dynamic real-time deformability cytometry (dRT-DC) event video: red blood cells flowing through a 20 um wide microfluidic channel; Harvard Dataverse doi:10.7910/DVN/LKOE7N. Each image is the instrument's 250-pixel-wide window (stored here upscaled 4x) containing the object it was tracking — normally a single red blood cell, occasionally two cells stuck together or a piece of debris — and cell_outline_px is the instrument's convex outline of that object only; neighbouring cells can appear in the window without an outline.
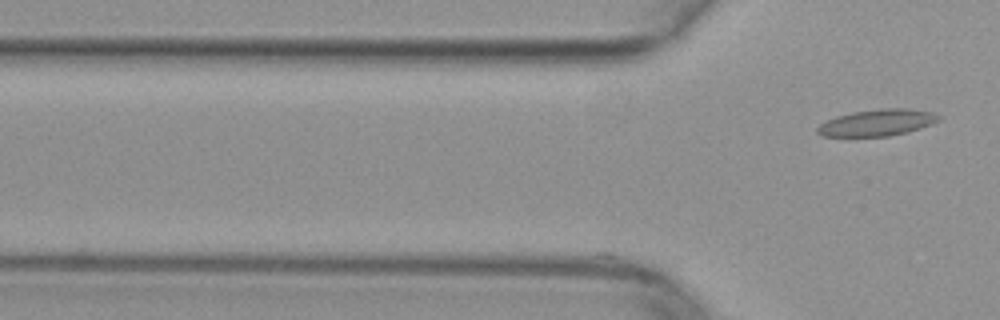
{"species": "common noctule bat (a hibernating species)", "species_latin": "Nyctalus noctula", "temperature_condition": "warm", "stored_images_in_passage": 2, "camera_frame_rate_fps": 3000, "um_per_image_px": 0.085, "animal": {"sex": "female", "body_mass_g": 29.2, "forearm_length_mm": 56.3}, "frame": {"image": 1, "passage_image": 2, "time_ms": 0.333, "image_size_px": [1000, 320], "cell_outline_px": [[940, 120], [932, 124], [908, 132], [888, 136], [820, 136], [816, 132], [816, 128], [820, 124], [836, 116], [852, 112], [880, 108], [912, 108], [932, 112], [940, 116]], "centroid_in_image_um": [74.57, 10.42], "position_along_channel_um": 51.2, "area_um2": 18.9}}